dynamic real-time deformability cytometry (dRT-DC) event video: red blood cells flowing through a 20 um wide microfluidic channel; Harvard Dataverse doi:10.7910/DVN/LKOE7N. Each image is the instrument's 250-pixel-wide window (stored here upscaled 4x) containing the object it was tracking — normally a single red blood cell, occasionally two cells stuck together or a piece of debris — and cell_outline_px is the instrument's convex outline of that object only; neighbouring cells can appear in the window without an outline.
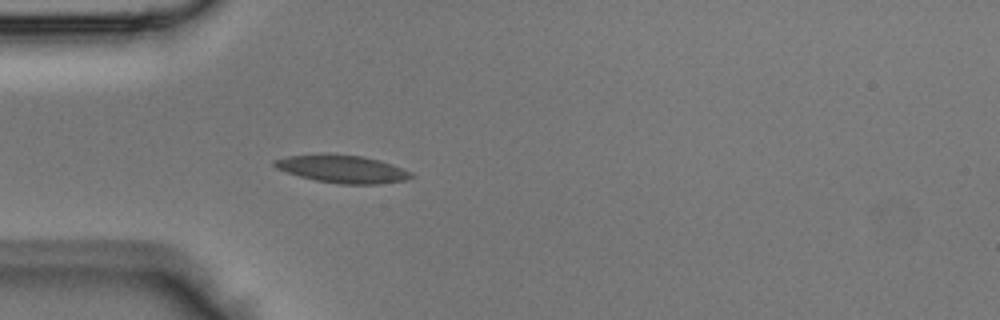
{"species": "Egyptian fruit bat (a non-hibernating species)", "species_latin": "Rousettus aegyptiacus", "temperature_condition": "room temperature", "stored_images_in_passage": 32, "camera_frame_rate_fps": 3000, "um_per_image_px": 0.085, "animal": {"sex": "male"}, "frame": {"image": 1, "passage_image": 1, "time_ms": 0.0, "image_size_px": [1000, 320], "cell_outline_px": [[412, 176], [404, 180], [380, 184], [340, 184], [316, 180], [300, 176], [276, 168], [272, 164], [272, 160], [288, 156], [324, 152], [360, 156], [380, 160], [392, 164], [412, 172]], "centroid_in_image_um": [29.06, 14.34], "position_along_channel_um": 55.9, "area_um2": 22.25}}
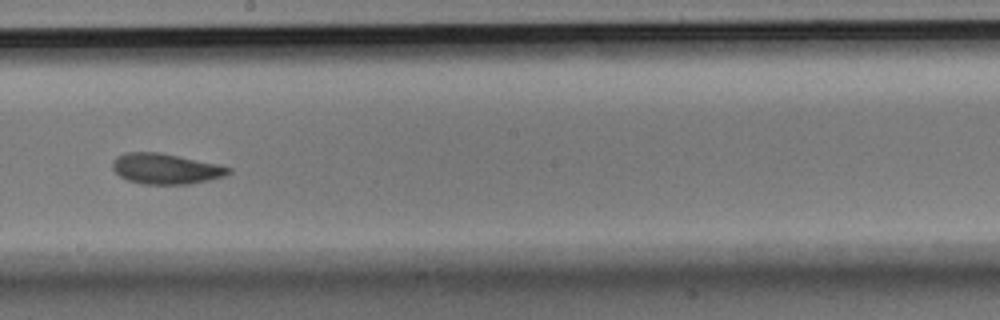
{"frame": {"image": 2, "passage_image": 13, "time_ms": 4.0, "image_size_px": [1000, 320], "cell_outline_px": [[232, 172], [224, 176], [192, 184], [140, 184], [128, 180], [120, 176], [112, 168], [112, 160], [116, 156], [124, 152], [160, 152], [220, 164], [232, 168]], "centroid_in_image_um": [14.09, 14.34], "position_along_channel_um": 234.1, "area_um2": 20.92}}
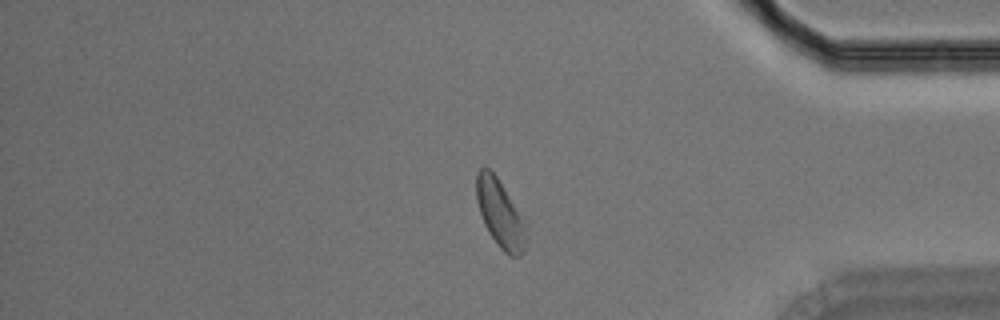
{"frame": {"image": 3, "passage_image": 25, "time_ms": 8.0, "image_size_px": [1000, 320], "cell_outline_px": [[528, 244], [524, 252], [520, 256], [508, 256], [500, 248], [488, 232], [484, 224], [476, 200], [476, 172], [480, 168], [488, 168], [496, 176], [528, 220]], "centroid_in_image_um": [42.6, 18.21], "position_along_channel_um": 392.6, "area_um2": 20.58}}